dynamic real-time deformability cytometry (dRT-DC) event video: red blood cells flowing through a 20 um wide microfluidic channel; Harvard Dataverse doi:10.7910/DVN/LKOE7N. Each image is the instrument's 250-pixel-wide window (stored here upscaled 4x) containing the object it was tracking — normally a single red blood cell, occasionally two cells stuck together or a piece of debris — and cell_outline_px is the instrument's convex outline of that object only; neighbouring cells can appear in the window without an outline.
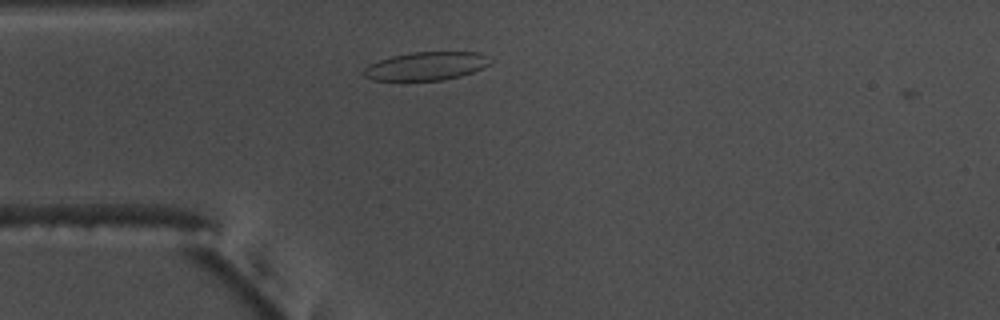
{"species": "common noctule bat (a hibernating species)", "species_latin": "Nyctalus noctula", "temperature_condition": "warm", "stored_images_in_passage": 3, "camera_frame_rate_fps": 3000, "um_per_image_px": 0.085, "animal": {"sex": "male", "body_mass_g": 17.5, "forearm_length_mm": 52.3}, "frame": {"image": 1, "passage_image": 1, "time_ms": 0.0, "image_size_px": [1000, 320], "cell_outline_px": [[492, 64], [484, 68], [460, 76], [444, 80], [372, 80], [364, 76], [360, 72], [364, 68], [380, 60], [392, 56], [412, 52], [476, 52], [492, 60]], "centroid_in_image_um": [36.23, 5.62], "position_along_channel_um": 48.8, "area_um2": 20.81}}